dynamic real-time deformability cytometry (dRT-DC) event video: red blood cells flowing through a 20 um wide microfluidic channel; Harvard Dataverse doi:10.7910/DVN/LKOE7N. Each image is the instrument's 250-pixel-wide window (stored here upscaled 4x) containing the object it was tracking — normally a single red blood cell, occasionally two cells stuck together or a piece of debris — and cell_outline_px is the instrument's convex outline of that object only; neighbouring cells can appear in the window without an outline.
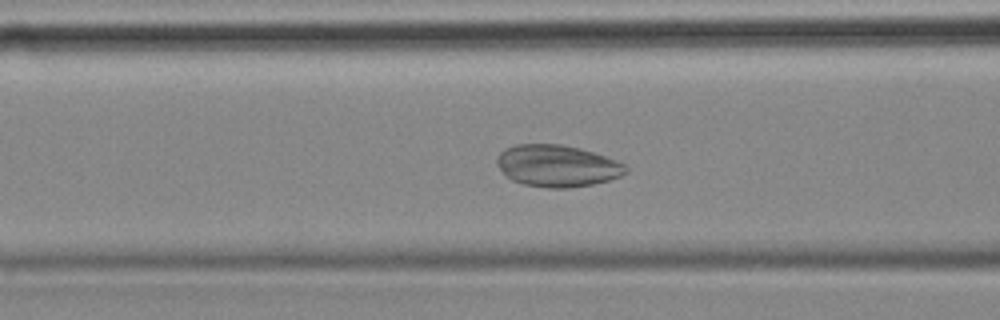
{"species": "common noctule bat (a hibernating species)", "species_latin": "Nyctalus noctula", "temperature_condition": "cold", "stored_images_in_passage": 55, "camera_frame_rate_fps": 3000, "um_per_image_px": 0.085, "animal": {"sex": "female", "body_mass_g": 18.4}, "frame": {"image": 1, "passage_image": 21, "time_ms": 6.667, "image_size_px": [1000, 320], "cell_outline_px": [[628, 172], [620, 176], [608, 180], [592, 184], [568, 188], [548, 188], [524, 184], [512, 180], [504, 176], [496, 164], [496, 156], [504, 148], [516, 144], [560, 144], [580, 148], [628, 164]], "centroid_in_image_um": [47.33, 14.09], "position_along_channel_um": 119.3, "area_um2": 31.67}}
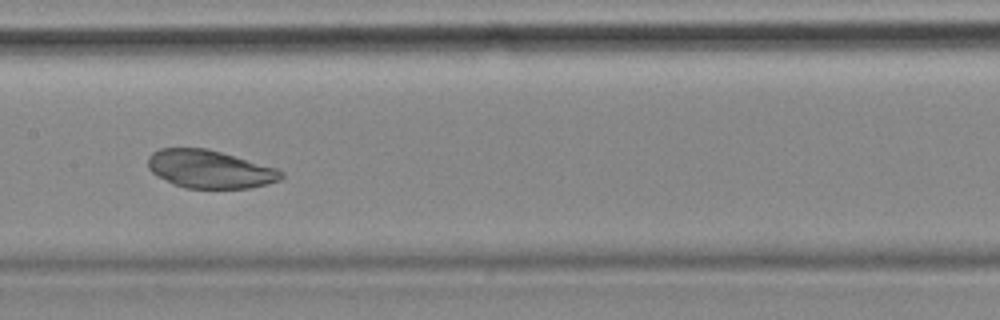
{"frame": {"image": 2, "passage_image": 27, "time_ms": 8.667, "image_size_px": [1000, 320], "cell_outline_px": [[284, 176], [280, 180], [248, 188], [184, 188], [172, 184], [156, 176], [148, 168], [148, 156], [152, 152], [160, 148], [208, 148], [276, 168], [284, 172]], "centroid_in_image_um": [17.79, 14.37], "position_along_channel_um": 189.6, "area_um2": 29.59}}
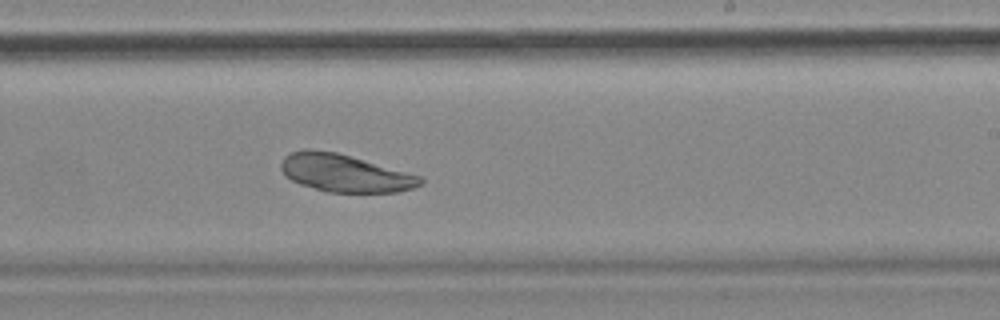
{"frame": {"image": 3, "passage_image": 33, "time_ms": 10.667, "image_size_px": [1000, 320], "cell_outline_px": [[424, 184], [412, 188], [396, 192], [328, 192], [300, 184], [284, 176], [280, 168], [280, 164], [284, 156], [292, 152], [304, 148], [308, 148], [336, 152], [420, 176], [424, 180]], "centroid_in_image_um": [29.26, 14.71], "position_along_channel_um": 259.7, "area_um2": 30.4}}